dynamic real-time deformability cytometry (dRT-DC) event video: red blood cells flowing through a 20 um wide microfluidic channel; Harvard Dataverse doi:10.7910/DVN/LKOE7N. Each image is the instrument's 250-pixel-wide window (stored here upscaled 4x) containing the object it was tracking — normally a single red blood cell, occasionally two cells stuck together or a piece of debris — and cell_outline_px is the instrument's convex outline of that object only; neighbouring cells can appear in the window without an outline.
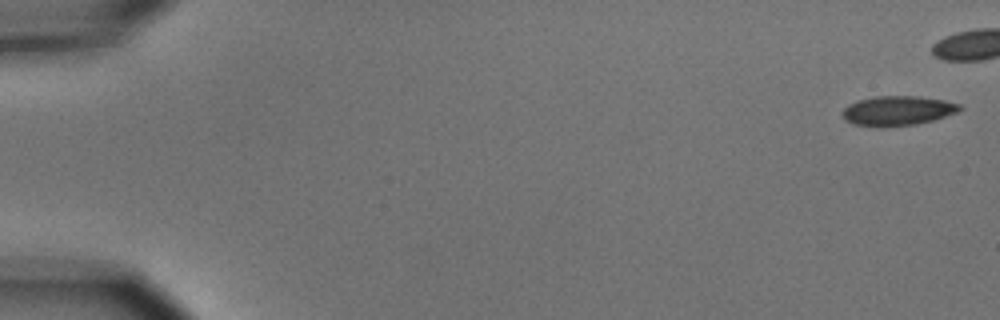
{"species": "common noctule bat (a hibernating species)", "species_latin": "Nyctalus noctula", "temperature_condition": "cold", "stored_images_in_passage": 16, "camera_frame_rate_fps": 3000, "um_per_image_px": 0.085, "animal": {"sex": "male", "body_mass_g": 15.6}, "frame": {"image": 1, "passage_image": 1, "time_ms": 0.0, "image_size_px": [1000, 320], "cell_outline_px": [[964, 108], [956, 112], [932, 120], [916, 124], [852, 124], [844, 120], [840, 112], [848, 104], [856, 100], [876, 96], [920, 96], [944, 100], [960, 104]], "centroid_in_image_um": [76.29, 9.36], "position_along_channel_um": 8.7, "area_um2": 19.65}, "authors_computed_cell_mechanics": {"area_um2": 20.4612, "velocity_mm_per_s": 3.7289, "shape_relaxation_time_tau1_ms": 2.6135, "shape_relaxation_time_tau2_ms": 3.6883, "deformation_change_tau1": 0.08, "deformation_change_tau2": 0.1083}}